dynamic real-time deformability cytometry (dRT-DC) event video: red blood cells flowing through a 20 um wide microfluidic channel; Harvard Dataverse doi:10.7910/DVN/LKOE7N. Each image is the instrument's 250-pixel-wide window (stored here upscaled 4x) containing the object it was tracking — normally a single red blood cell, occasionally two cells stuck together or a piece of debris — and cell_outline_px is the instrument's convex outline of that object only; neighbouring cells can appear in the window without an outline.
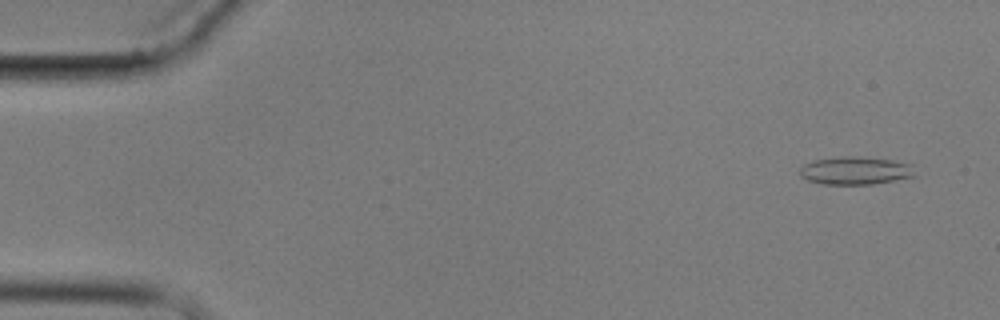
{"species": "common noctule bat (a hibernating species)", "species_latin": "Nyctalus noctula", "temperature_condition": "cold", "stored_images_in_passage": 6, "camera_frame_rate_fps": 3000, "um_per_image_px": 0.085, "animal": {"sex": "male", "body_mass_g": 17.9}, "frame": {"image": 1, "passage_image": 1, "time_ms": 0.0, "image_size_px": [1000, 320], "cell_outline_px": [[916, 176], [872, 184], [824, 184], [808, 180], [800, 176], [800, 168], [804, 164], [812, 160], [844, 156], [856, 156], [892, 160], [912, 164]], "centroid_in_image_um": [72.71, 14.49], "position_along_channel_um": 12.3, "area_um2": 18.73}}
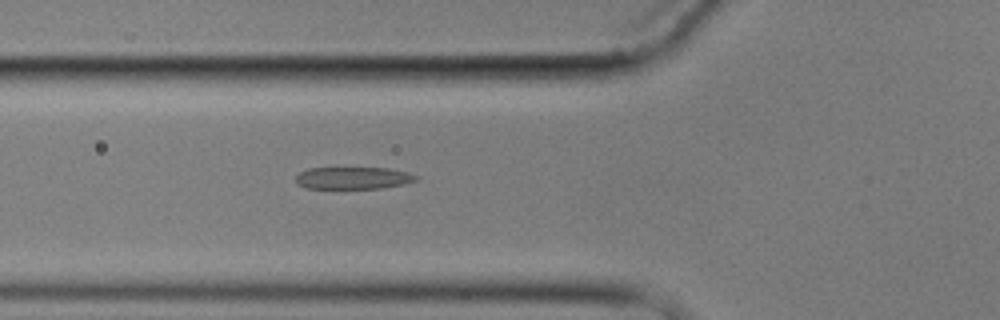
{"frame": {"image": 2, "passage_image": 6, "time_ms": 5.667, "image_size_px": [1000, 320], "cell_outline_px": [[420, 176], [416, 180], [404, 184], [380, 188], [308, 188], [296, 184], [296, 176], [300, 172], [308, 168], [388, 168], [408, 172]], "centroid_in_image_um": [30.03, 15.12], "position_along_channel_um": 95.8, "area_um2": 15.49}}